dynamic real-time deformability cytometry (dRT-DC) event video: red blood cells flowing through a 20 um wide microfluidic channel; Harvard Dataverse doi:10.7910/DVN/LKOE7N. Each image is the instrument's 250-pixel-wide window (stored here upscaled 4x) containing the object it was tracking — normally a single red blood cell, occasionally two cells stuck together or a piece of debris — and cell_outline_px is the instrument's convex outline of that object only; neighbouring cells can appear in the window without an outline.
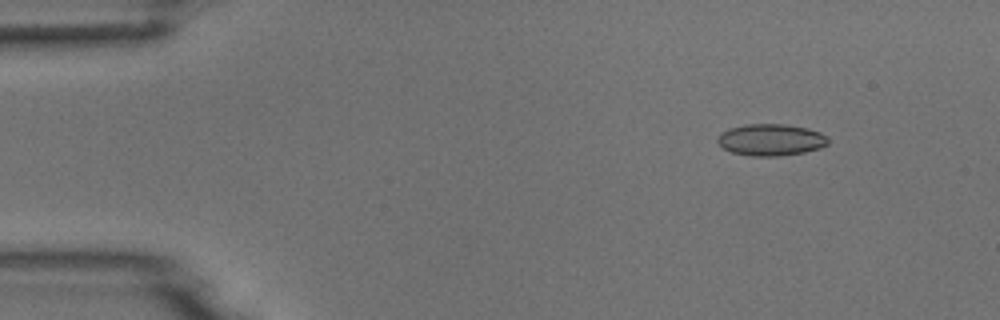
{"species": "common noctule bat (a hibernating species)", "species_latin": "Nyctalus noctula", "temperature_condition": "room temperature", "stored_images_in_passage": 5, "segment_of_instrument_passage": [2, 2], "camera_frame_rate_fps": 3000, "um_per_image_px": 0.085, "animal": {"sex": "male", "body_mass_g": 18.8}, "frame": {"image": 1, "passage_image": 5, "time_ms": 5.667, "image_size_px": [1000, 320], "cell_outline_px": [[828, 144], [820, 148], [804, 152], [780, 156], [752, 156], [732, 152], [724, 148], [716, 140], [728, 128], [744, 124], [784, 124], [808, 128], [820, 132], [828, 140]], "centroid_in_image_um": [65.53, 11.88], "position_along_channel_um": 19.5, "area_um2": 20.29}}